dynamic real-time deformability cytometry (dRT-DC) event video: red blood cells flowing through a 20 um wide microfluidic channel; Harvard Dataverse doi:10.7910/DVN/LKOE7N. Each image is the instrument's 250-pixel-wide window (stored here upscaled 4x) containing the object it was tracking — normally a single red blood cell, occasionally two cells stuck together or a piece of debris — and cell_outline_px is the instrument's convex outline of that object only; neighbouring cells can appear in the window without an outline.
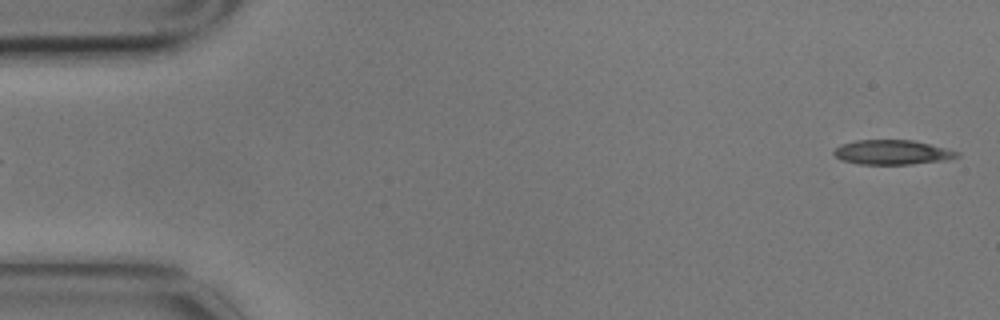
{"species": "common noctule bat (a hibernating species)", "species_latin": "Nyctalus noctula", "temperature_condition": "cold", "stored_images_in_passage": 6, "segment_of_instrument_passage": [2, 2], "camera_frame_rate_fps": 3000, "um_per_image_px": 0.085, "animal": {"sex": "male", "body_mass_g": 17.9}, "frame": {"image": 1, "passage_image": 6, "time_ms": 1.667, "image_size_px": [1000, 320], "cell_outline_px": [[960, 156], [948, 160], [912, 164], [860, 164], [840, 160], [832, 152], [840, 144], [856, 140], [912, 140], [960, 152]], "centroid_in_image_um": [75.83, 12.95], "position_along_channel_um": 9.2, "area_um2": 17.63}}